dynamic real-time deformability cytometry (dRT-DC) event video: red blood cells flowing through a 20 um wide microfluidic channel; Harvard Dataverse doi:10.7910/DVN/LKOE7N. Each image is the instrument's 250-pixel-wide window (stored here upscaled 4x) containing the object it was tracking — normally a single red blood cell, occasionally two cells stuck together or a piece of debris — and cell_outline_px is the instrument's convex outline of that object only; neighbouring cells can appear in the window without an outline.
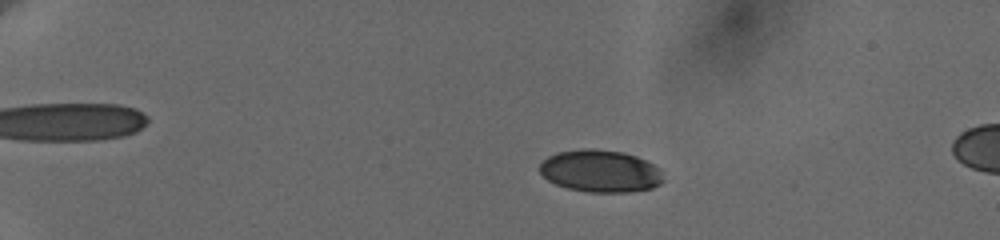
{"species": "human", "species_latin": "Homo sapiens", "temperature_condition": "cold", "stored_images_in_passage": 20, "camera_frame_rate_fps": 3000, "um_per_image_px": 0.085, "donor": {"sex": "female"}, "frame": {"image": 1, "passage_image": 11, "time_ms": 4.333, "image_size_px": [1000, 240], "cell_outline_px": [[664, 180], [660, 184], [652, 188], [628, 192], [588, 192], [568, 188], [556, 184], [548, 180], [540, 172], [540, 164], [548, 156], [556, 152], [580, 148], [592, 148], [620, 152], [636, 156], [660, 168]], "centroid_in_image_um": [51.03, 14.54], "position_along_channel_um": 34.0, "area_um2": 30.46}}